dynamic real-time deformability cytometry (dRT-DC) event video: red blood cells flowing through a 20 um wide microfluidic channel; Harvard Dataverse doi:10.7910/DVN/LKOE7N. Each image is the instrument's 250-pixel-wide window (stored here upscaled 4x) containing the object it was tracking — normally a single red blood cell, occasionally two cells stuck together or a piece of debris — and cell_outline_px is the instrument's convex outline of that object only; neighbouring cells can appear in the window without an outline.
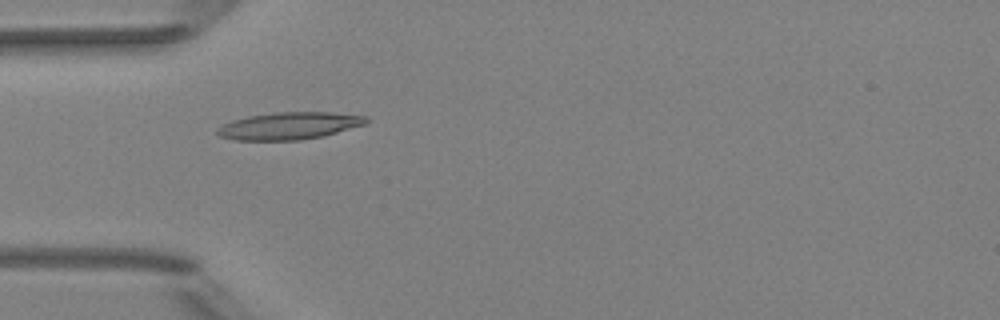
{"species": "Egyptian fruit bat (a non-hibernating species)", "species_latin": "Rousettus aegyptiacus", "temperature_condition": "room temperature", "stored_images_in_passage": 15, "camera_frame_rate_fps": 3000, "um_per_image_px": 0.085, "animal": {"sex": "female"}, "frame": {"image": 1, "passage_image": 12, "time_ms": 3.667, "image_size_px": [1000, 320], "cell_outline_px": [[368, 120], [364, 124], [324, 136], [300, 140], [236, 140], [220, 136], [216, 132], [216, 128], [232, 120], [248, 116], [276, 112], [332, 112], [368, 116]], "centroid_in_image_um": [24.58, 10.69], "position_along_channel_um": 60.4, "area_um2": 23.58}}
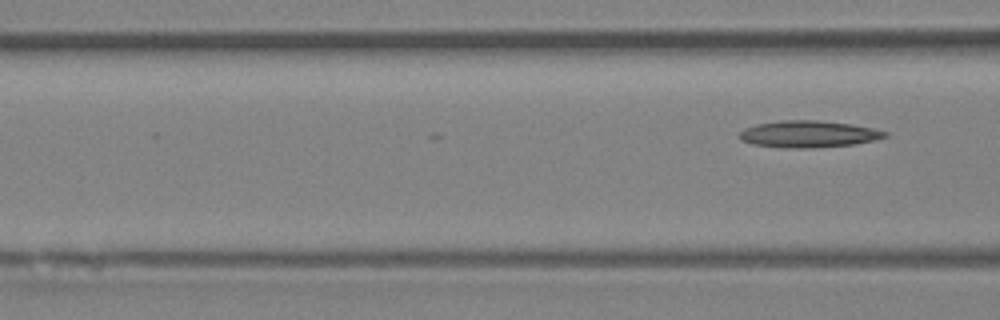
{"frame": {"image": 2, "passage_image": 15, "time_ms": 4.667, "image_size_px": [1000, 320], "cell_outline_px": [[888, 136], [876, 140], [856, 144], [812, 148], [784, 148], [752, 144], [740, 140], [740, 132], [744, 128], [756, 124], [780, 120], [820, 120], [852, 124], [872, 128], [888, 132]], "centroid_in_image_um": [68.73, 11.4], "position_along_channel_um": 97.9, "area_um2": 22.95}}